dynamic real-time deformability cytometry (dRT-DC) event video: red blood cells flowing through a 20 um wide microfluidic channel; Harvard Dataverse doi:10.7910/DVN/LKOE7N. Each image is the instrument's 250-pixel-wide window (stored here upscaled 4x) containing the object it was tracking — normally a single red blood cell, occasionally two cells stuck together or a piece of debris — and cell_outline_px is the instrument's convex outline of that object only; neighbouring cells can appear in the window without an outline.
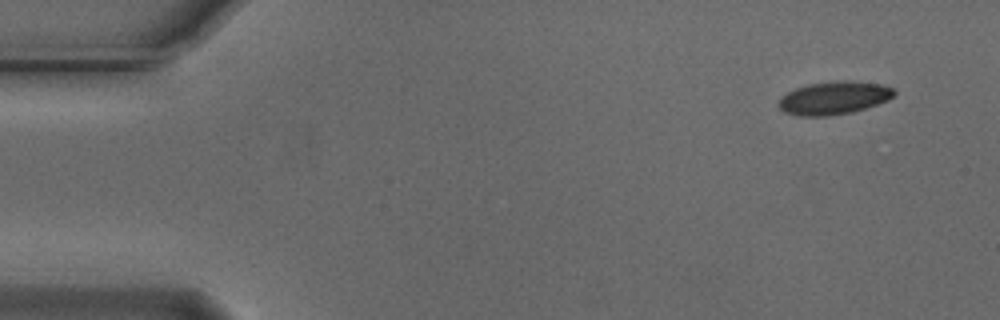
{"species": "Egyptian fruit bat (a non-hibernating species)", "species_latin": "Rousettus aegyptiacus", "temperature_condition": "cold", "stored_images_in_passage": 52, "camera_frame_rate_fps": 3000, "um_per_image_px": 0.085, "animal": {"sex": "male"}, "frame": {"image": 1, "passage_image": 1, "time_ms": 0.0, "image_size_px": [1000, 320], "cell_outline_px": [[896, 92], [888, 100], [852, 112], [828, 116], [800, 116], [784, 112], [780, 108], [780, 100], [788, 92], [796, 88], [808, 84], [840, 80], [844, 80], [884, 84], [892, 88]], "centroid_in_image_um": [70.9, 8.32], "position_along_channel_um": 14.1, "area_um2": 21.96}}
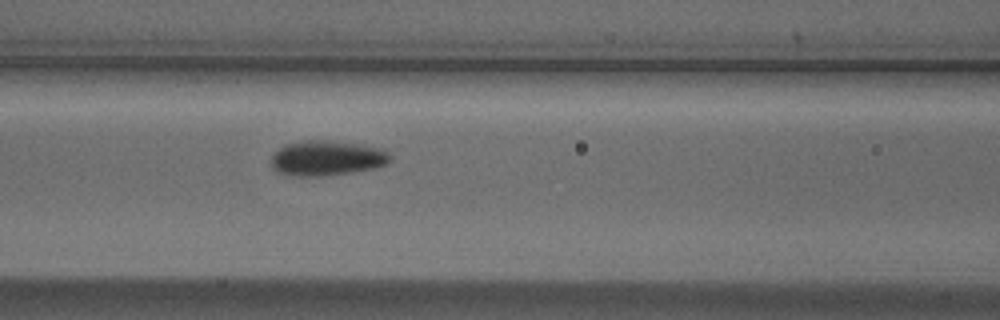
{"frame": {"image": 2, "passage_image": 20, "time_ms": 6.333, "image_size_px": [1000, 320], "cell_outline_px": [[392, 160], [376, 168], [352, 172], [320, 176], [296, 176], [276, 172], [272, 168], [272, 156], [284, 144], [308, 140], [328, 140], [356, 144], [380, 148], [388, 152]], "centroid_in_image_um": [27.77, 13.44], "position_along_channel_um": 138.8, "area_um2": 24.16}}
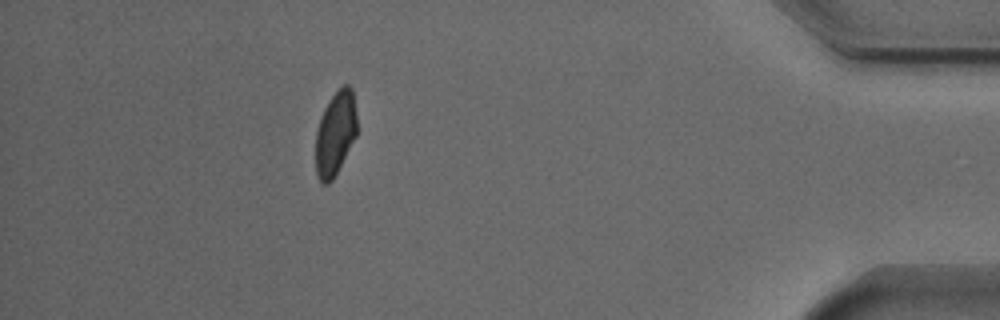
{"frame": {"image": 3, "passage_image": 46, "time_ms": 15.0, "image_size_px": [1000, 320], "cell_outline_px": [[356, 136], [332, 180], [328, 184], [320, 184], [316, 176], [316, 132], [320, 116], [328, 100], [344, 84], [348, 84], [352, 88], [356, 116]], "centroid_in_image_um": [28.48, 11.35], "position_along_channel_um": 406.7, "area_um2": 20.17}, "authors_computed_cell_mechanics": {"area_um2": 22.1374, "velocity_mm_per_s": 3.7182, "shape_relaxation_time_tau1_ms": 2.2568, "shape_relaxation_time_tau2_ms": null, "deformation_change_tau1": 0.0958, "deformation_change_tau2": null}}